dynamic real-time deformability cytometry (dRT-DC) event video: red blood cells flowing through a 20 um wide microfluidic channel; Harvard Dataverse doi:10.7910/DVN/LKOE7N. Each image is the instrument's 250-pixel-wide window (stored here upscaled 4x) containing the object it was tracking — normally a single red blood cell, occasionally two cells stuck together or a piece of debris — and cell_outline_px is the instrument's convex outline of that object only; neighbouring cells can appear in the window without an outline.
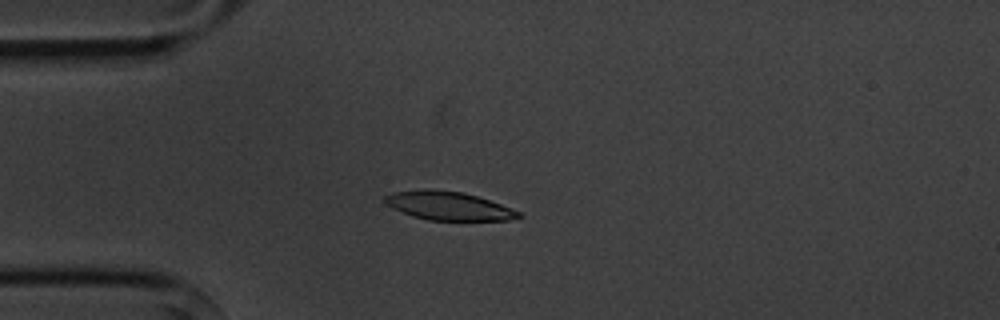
{"species": "common noctule bat (a hibernating species)", "species_latin": "Nyctalus noctula", "temperature_condition": "cold", "stored_images_in_passage": 3, "camera_frame_rate_fps": 3000, "um_per_image_px": 0.085, "animal": {"sex": "male", "body_mass_g": 20.1, "forearm_length_mm": 53.5}, "frame": {"image": 1, "passage_image": 3, "time_ms": 2.333, "image_size_px": [1000, 320], "cell_outline_px": [[520, 216], [508, 220], [428, 220], [412, 216], [392, 208], [384, 200], [384, 196], [392, 192], [424, 188], [428, 188], [464, 192], [500, 204], [520, 212]], "centroid_in_image_um": [38.05, 17.48], "position_along_channel_um": 46.9, "area_um2": 22.14}}